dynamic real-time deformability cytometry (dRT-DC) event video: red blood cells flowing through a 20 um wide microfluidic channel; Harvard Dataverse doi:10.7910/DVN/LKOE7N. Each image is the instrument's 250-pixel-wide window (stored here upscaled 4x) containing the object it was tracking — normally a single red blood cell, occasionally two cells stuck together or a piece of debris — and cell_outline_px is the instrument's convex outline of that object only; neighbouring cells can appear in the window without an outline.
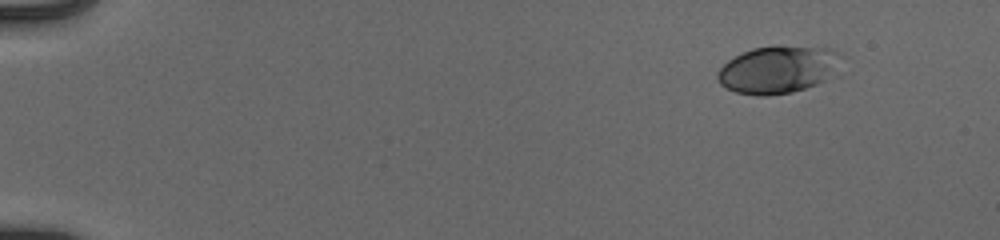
{"species": "human", "species_latin": "Homo sapiens", "temperature_condition": "cold", "stored_images_in_passage": 49, "camera_frame_rate_fps": 3000, "um_per_image_px": 0.085, "donor": {"sex": "male"}, "frame": {"image": 1, "passage_image": 1, "time_ms": 0.0, "image_size_px": [1000, 240], "cell_outline_px": [[840, 52], [832, 76], [816, 84], [792, 92], [768, 96], [756, 96], [736, 92], [720, 84], [716, 76], [716, 72], [728, 60], [752, 48], [776, 44], [832, 48]], "centroid_in_image_um": [66.09, 5.89], "position_along_channel_um": 18.9, "area_um2": 34.33}}
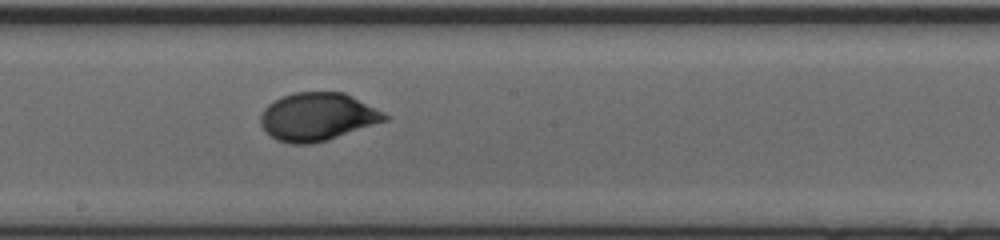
{"frame": {"image": 2, "passage_image": 27, "time_ms": 8.667, "image_size_px": [1000, 240], "cell_outline_px": [[392, 116], [388, 120], [328, 140], [312, 144], [292, 144], [276, 140], [260, 124], [260, 116], [264, 108], [268, 104], [280, 96], [292, 92], [344, 92]], "centroid_in_image_um": [26.99, 9.92], "position_along_channel_um": 221.2, "area_um2": 34.91}}
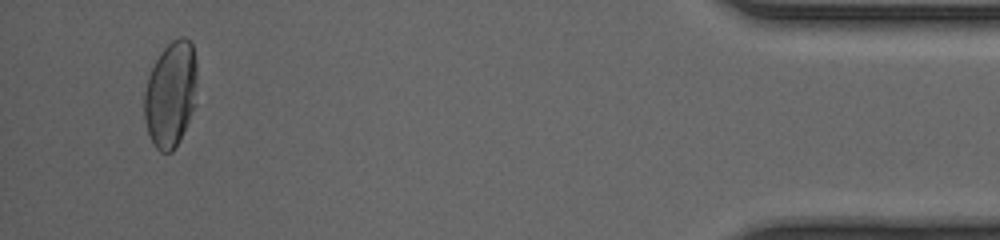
{"frame": {"image": 3, "passage_image": 47, "time_ms": 15.333, "image_size_px": [1000, 240], "cell_outline_px": [[196, 104], [180, 140], [172, 152], [160, 152], [152, 144], [144, 120], [144, 92], [148, 76], [160, 52], [172, 40], [180, 36], [184, 36], [192, 44], [196, 60]], "centroid_in_image_um": [14.51, 8.02], "position_along_channel_um": 420.7, "area_um2": 32.89}, "authors_computed_cell_mechanics": {"area_um2": 33.4084, "velocity_mm_per_s": 3.9343, "shape_relaxation_time_tau1_ms": 4.4886, "shape_relaxation_time_tau2_ms": null, "deformation_change_tau1": 0.1672, "deformation_change_tau2": null}}